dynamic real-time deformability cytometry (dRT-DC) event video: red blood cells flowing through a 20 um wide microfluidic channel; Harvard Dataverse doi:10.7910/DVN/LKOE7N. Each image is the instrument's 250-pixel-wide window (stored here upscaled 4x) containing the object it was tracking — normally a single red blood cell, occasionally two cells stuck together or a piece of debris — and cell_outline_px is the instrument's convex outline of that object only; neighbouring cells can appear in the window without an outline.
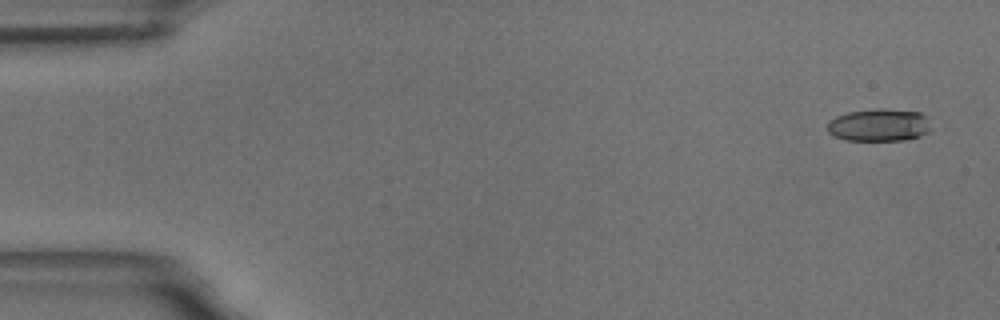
{"species": "common noctule bat (a hibernating species)", "species_latin": "Nyctalus noctula", "temperature_condition": "room temperature", "stored_images_in_passage": 4, "camera_frame_rate_fps": 3000, "um_per_image_px": 0.085, "animal": {"sex": "male", "body_mass_g": 18.8}, "frame": {"image": 1, "passage_image": 1, "time_ms": 0.0, "image_size_px": [1000, 320], "cell_outline_px": [[932, 128], [928, 132], [920, 136], [904, 140], [848, 140], [836, 136], [828, 132], [828, 120], [836, 116], [848, 112], [876, 108], [880, 108], [920, 112], [928, 116]], "centroid_in_image_um": [74.76, 10.61], "position_along_channel_um": 10.2, "area_um2": 19.83}}